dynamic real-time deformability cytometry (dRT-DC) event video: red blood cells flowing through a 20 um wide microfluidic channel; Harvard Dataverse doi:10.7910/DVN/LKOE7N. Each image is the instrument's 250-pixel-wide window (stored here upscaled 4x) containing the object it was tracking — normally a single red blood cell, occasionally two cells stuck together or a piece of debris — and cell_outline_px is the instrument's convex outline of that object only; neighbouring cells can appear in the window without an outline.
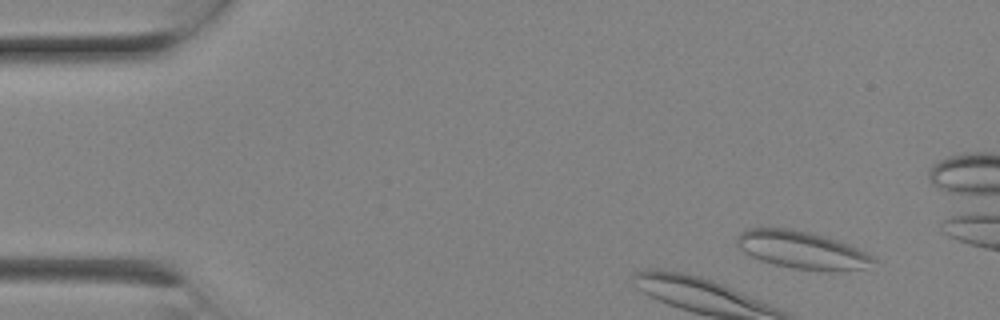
{"species": "Egyptian fruit bat (a non-hibernating species)", "species_latin": "Rousettus aegyptiacus", "temperature_condition": "room temperature", "stored_images_in_passage": 7, "camera_frame_rate_fps": 3000, "um_per_image_px": 0.085, "animal": {"sex": "female"}, "frame": {"image": 1, "passage_image": 2, "time_ms": 0.333, "image_size_px": [1000, 320], "cell_outline_px": [[876, 260], [864, 268], [840, 272], [828, 272], [792, 268], [760, 260], [744, 252], [736, 244], [736, 236], [744, 228], [788, 228], [808, 232], [824, 236], [848, 244], [872, 256]], "centroid_in_image_um": [68.13, 21.25], "position_along_channel_um": 16.9, "area_um2": 29.88}}